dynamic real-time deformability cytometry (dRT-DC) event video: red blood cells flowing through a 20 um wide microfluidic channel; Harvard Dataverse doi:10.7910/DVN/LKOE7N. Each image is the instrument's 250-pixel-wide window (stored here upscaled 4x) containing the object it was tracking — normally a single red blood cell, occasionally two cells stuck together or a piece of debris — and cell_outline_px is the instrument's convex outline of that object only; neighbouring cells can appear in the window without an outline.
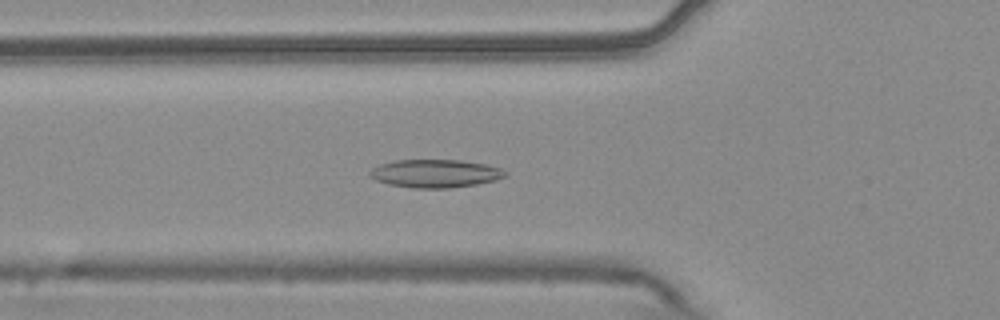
{"species": "common noctule bat (a hibernating species)", "species_latin": "Nyctalus noctula", "temperature_condition": "warm", "stored_images_in_passage": 54, "camera_frame_rate_fps": 3000, "um_per_image_px": 0.085, "animal": {"sex": "male", "body_mass_g": 20.4}, "frame": {"image": 1, "passage_image": 19, "time_ms": 6.0, "image_size_px": [1000, 320], "cell_outline_px": [[508, 176], [496, 180], [476, 184], [448, 188], [412, 188], [388, 184], [376, 180], [368, 176], [368, 172], [372, 168], [380, 164], [396, 160], [460, 160], [484, 164], [500, 168], [508, 172]], "centroid_in_image_um": [36.99, 14.75], "position_along_channel_um": 88.8, "area_um2": 22.25}}
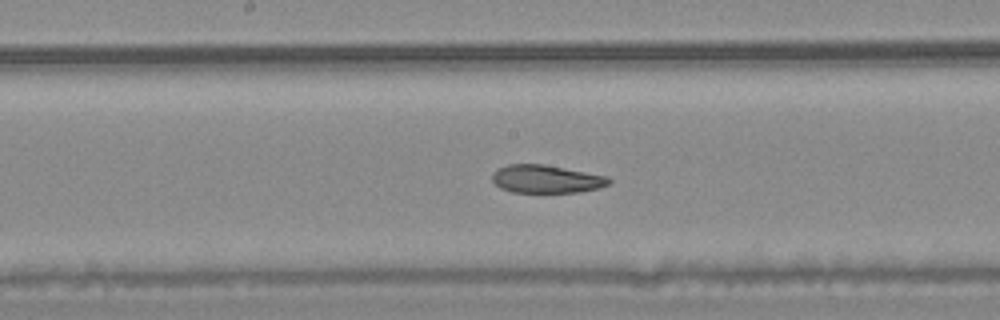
{"frame": {"image": 2, "passage_image": 28, "time_ms": 9.0, "image_size_px": [1000, 320], "cell_outline_px": [[612, 180], [608, 184], [600, 188], [580, 192], [512, 192], [500, 188], [492, 180], [492, 172], [496, 168], [508, 164], [544, 164], [608, 176]], "centroid_in_image_um": [46.42, 15.21], "position_along_channel_um": 201.8, "area_um2": 19.19}}
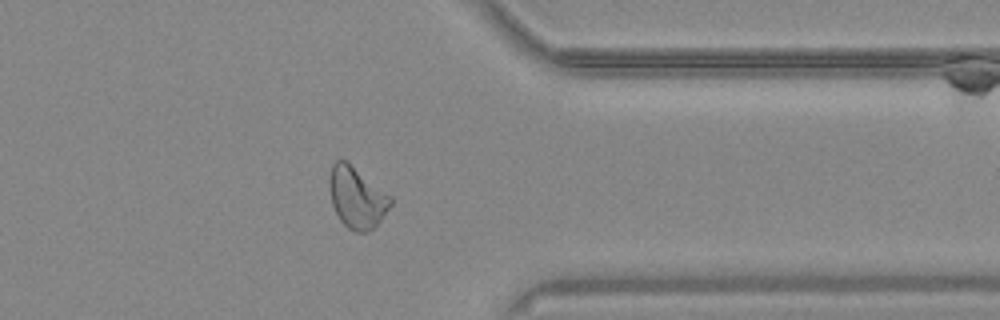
{"frame": {"image": 3, "passage_image": 43, "time_ms": 14.0, "image_size_px": [1000, 320], "cell_outline_px": [[392, 204], [380, 220], [372, 228], [364, 232], [356, 232], [348, 228], [340, 220], [332, 204], [328, 180], [332, 164], [336, 160], [344, 160], [392, 196]], "centroid_in_image_um": [30.32, 16.79], "position_along_channel_um": 381.1, "area_um2": 21.44}, "authors_computed_cell_mechanics": {"area_um2": 22.1663, "velocity_mm_per_s": 3.7419, "shape_relaxation_time_tau1_ms": null, "shape_relaxation_time_tau2_ms": 3.0945, "deformation_change_tau1": null, "deformation_change_tau2": 0.0918}}